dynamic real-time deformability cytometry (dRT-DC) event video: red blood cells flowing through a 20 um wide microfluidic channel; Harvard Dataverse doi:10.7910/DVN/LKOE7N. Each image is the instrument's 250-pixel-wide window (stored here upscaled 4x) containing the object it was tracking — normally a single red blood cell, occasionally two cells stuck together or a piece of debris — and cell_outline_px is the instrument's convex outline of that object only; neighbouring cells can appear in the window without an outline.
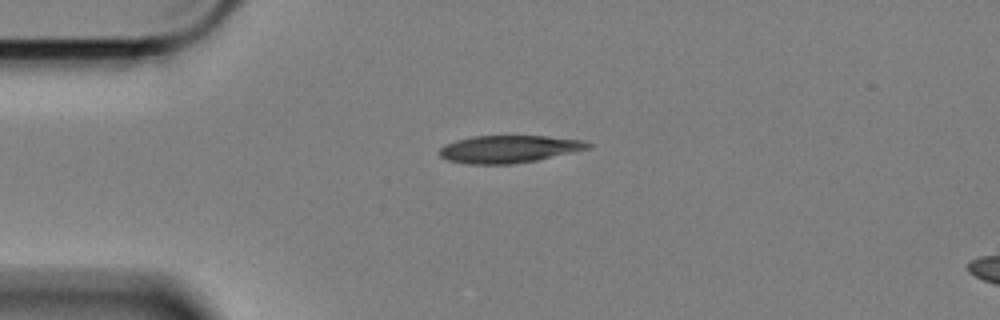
{"species": "Egyptian fruit bat (a non-hibernating species)", "species_latin": "Rousettus aegyptiacus", "temperature_condition": "cold", "stored_images_in_passage": 46, "camera_frame_rate_fps": 3000, "um_per_image_px": 0.085, "animal": {"sex": "female"}, "frame": {"image": 1, "passage_image": 1, "time_ms": 0.0, "image_size_px": [1000, 320], "cell_outline_px": [[592, 148], [536, 160], [512, 164], [468, 164], [448, 160], [440, 156], [440, 148], [456, 140], [472, 136], [548, 136], [584, 140], [592, 144]], "centroid_in_image_um": [43.3, 12.67], "position_along_channel_um": 41.7, "area_um2": 23.7}}
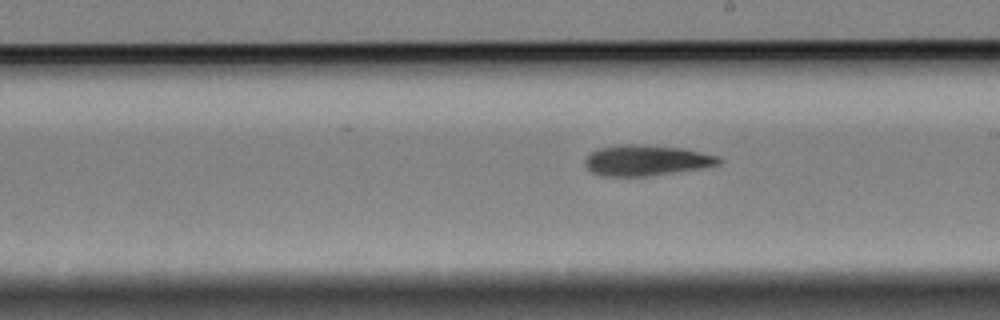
{"frame": {"image": 2, "passage_image": 20, "time_ms": 6.333, "image_size_px": [1000, 320], "cell_outline_px": [[724, 160], [720, 164], [700, 168], [648, 176], [600, 176], [592, 172], [584, 164], [584, 160], [592, 152], [600, 148], [620, 144], [640, 144], [680, 148], [720, 156]], "centroid_in_image_um": [54.93, 13.63], "position_along_channel_um": 234.1, "area_um2": 23.81}}
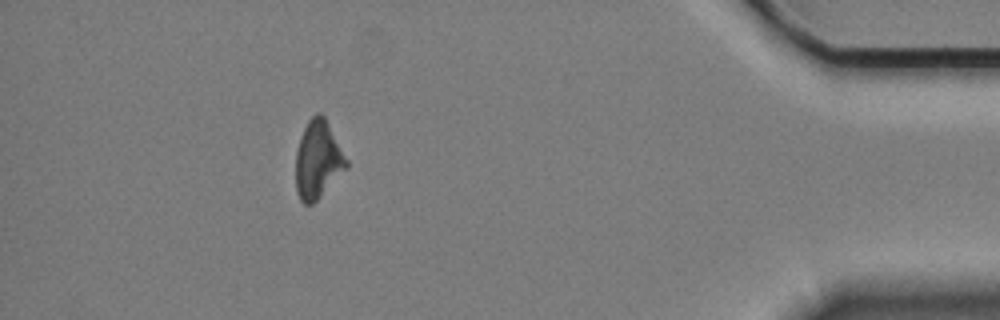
{"frame": {"image": 3, "passage_image": 40, "time_ms": 13.0, "image_size_px": [1000, 320], "cell_outline_px": [[348, 168], [312, 204], [304, 204], [300, 200], [296, 188], [296, 152], [300, 136], [308, 120], [316, 112], [320, 112], [324, 116], [348, 160]], "centroid_in_image_um": [27.02, 13.56], "position_along_channel_um": 408.2, "area_um2": 22.89}, "authors_computed_cell_mechanics": {"area_um2": 23.3801, "velocity_mm_per_s": 3.3821, "shape_relaxation_time_tau1_ms": 8.4989, "shape_relaxation_time_tau2_ms": null, "deformation_change_tau1": 0.1621, "deformation_change_tau2": null}}